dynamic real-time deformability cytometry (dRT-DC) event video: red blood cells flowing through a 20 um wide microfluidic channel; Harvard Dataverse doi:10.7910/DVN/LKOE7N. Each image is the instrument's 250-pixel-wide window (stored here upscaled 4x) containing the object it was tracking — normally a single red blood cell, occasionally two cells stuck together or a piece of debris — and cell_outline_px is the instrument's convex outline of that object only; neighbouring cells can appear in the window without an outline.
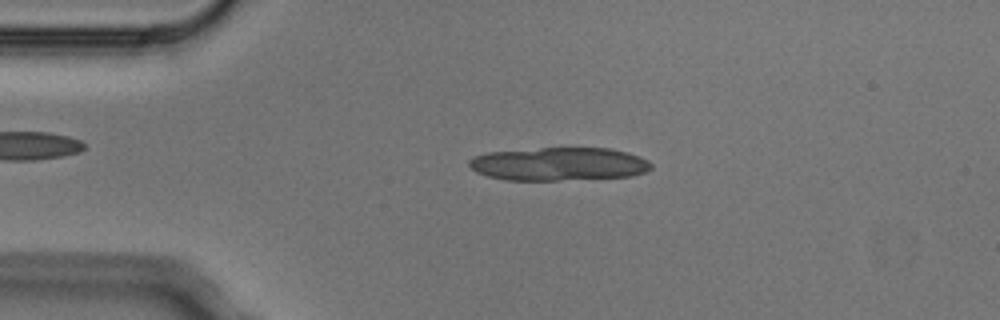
{"species": "Egyptian fruit bat (a non-hibernating species)", "species_latin": "Rousettus aegyptiacus", "temperature_condition": "cold", "stored_images_in_passage": 3, "camera_frame_rate_fps": 3000, "um_per_image_px": 0.085, "animal": {"sex": "male"}, "frame": {"image": 1, "passage_image": 2, "time_ms": 0.333, "image_size_px": [1000, 320], "cell_outline_px": [[652, 168], [644, 172], [632, 176], [556, 180], [504, 180], [488, 176], [476, 172], [468, 164], [468, 160], [476, 156], [488, 152], [540, 148], [608, 148], [628, 152], [640, 156], [648, 160], [652, 164]], "centroid_in_image_um": [47.52, 13.94], "position_along_channel_um": 37.5, "area_um2": 35.26}}